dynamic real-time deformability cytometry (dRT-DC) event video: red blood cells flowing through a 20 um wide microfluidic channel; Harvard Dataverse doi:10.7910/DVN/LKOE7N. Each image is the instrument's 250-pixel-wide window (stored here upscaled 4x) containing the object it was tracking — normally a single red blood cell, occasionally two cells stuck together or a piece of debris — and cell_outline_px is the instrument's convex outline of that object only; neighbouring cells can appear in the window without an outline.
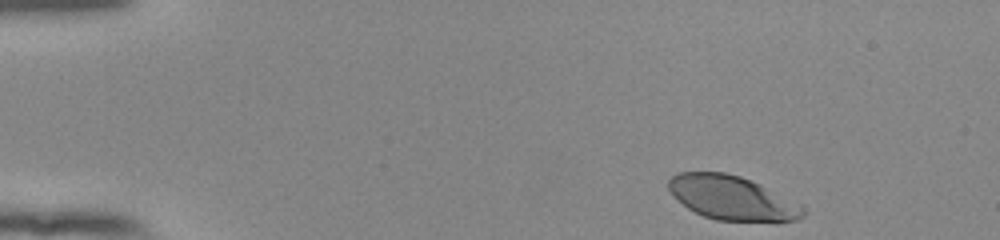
{"species": "human", "species_latin": "Homo sapiens", "temperature_condition": "room temperature", "stored_images_in_passage": 48, "camera_frame_rate_fps": 3000, "um_per_image_px": 0.085, "donor": {"sex": "female"}, "frame": {"image": 1, "passage_image": 1, "time_ms": 0.0, "image_size_px": [1000, 240], "cell_outline_px": [[808, 212], [800, 220], [716, 220], [704, 216], [688, 208], [668, 188], [668, 180], [676, 172], [724, 172], [740, 176], [760, 184], [804, 204]], "centroid_in_image_um": [62.29, 16.81], "position_along_channel_um": 22.7, "area_um2": 34.39}}
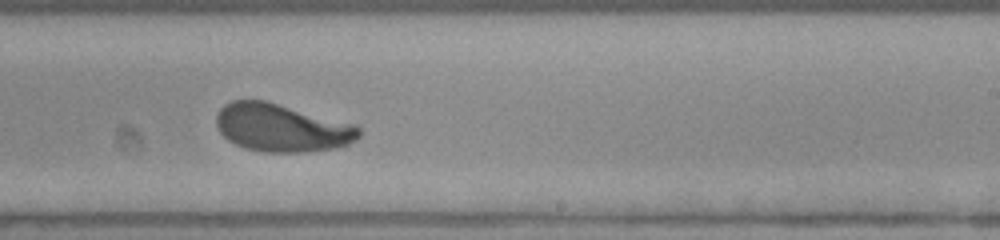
{"frame": {"image": 2, "passage_image": 28, "time_ms": 9.0, "image_size_px": [1000, 240], "cell_outline_px": [[360, 136], [356, 140], [348, 144], [336, 148], [304, 152], [264, 152], [244, 148], [228, 140], [220, 132], [216, 124], [216, 116], [220, 108], [224, 104], [232, 100], [264, 100], [356, 124], [360, 128]], "centroid_in_image_um": [23.95, 10.86], "position_along_channel_um": 265.1, "area_um2": 39.94}}
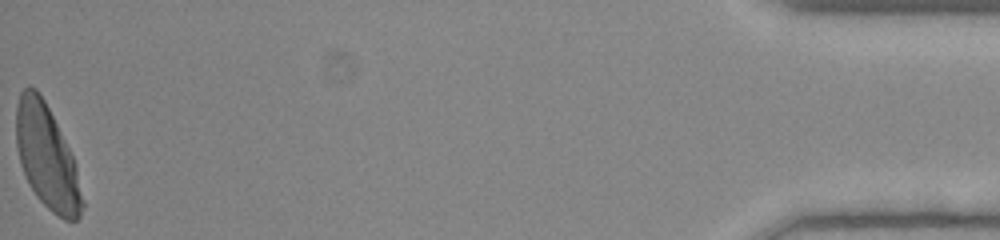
{"frame": {"image": 3, "passage_image": 48, "time_ms": 15.667, "image_size_px": [1000, 240], "cell_outline_px": [[84, 208], [80, 216], [76, 220], [64, 220], [52, 212], [36, 196], [28, 184], [20, 164], [16, 144], [16, 104], [20, 92], [28, 84], [36, 88], [40, 92], [76, 164], [84, 200]], "centroid_in_image_um": [3.97, 13.36], "position_along_channel_um": 431.2, "area_um2": 40.0}, "authors_computed_cell_mechanics": {"area_um2": 39.3618, "velocity_mm_per_s": 3.8447, "shape_relaxation_time_tau1_ms": 2.821, "shape_relaxation_time_tau2_ms": null, "deformation_change_tau1": 0.144, "deformation_change_tau2": null}}